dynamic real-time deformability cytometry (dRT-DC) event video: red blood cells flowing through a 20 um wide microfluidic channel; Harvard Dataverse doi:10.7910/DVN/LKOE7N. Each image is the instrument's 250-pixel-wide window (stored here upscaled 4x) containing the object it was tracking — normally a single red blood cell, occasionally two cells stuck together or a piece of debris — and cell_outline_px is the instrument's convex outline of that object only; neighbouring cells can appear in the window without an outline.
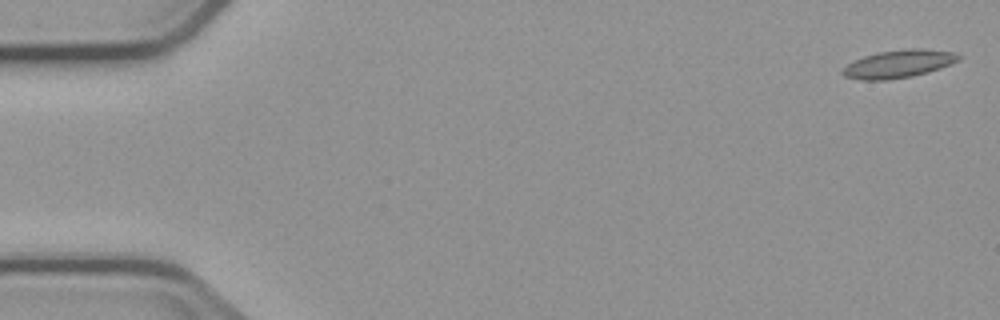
{"species": "common noctule bat (a hibernating species)", "species_latin": "Nyctalus noctula", "temperature_condition": "cold", "stored_images_in_passage": 6, "segment_of_instrument_passage": [2, 2], "camera_frame_rate_fps": 3000, "um_per_image_px": 0.085, "animal": {"sex": "male", "body_mass_g": 23.1, "forearm_length_mm": 52.7}, "frame": {"image": 1, "passage_image": 6, "time_ms": 6.0, "image_size_px": [1000, 320], "cell_outline_px": [[960, 60], [952, 64], [928, 72], [912, 76], [888, 80], [860, 80], [844, 76], [840, 72], [848, 64], [864, 56], [876, 52], [908, 48], [920, 48], [956, 52], [960, 56]], "centroid_in_image_um": [76.4, 5.42], "position_along_channel_um": 8.6, "area_um2": 18.96}}